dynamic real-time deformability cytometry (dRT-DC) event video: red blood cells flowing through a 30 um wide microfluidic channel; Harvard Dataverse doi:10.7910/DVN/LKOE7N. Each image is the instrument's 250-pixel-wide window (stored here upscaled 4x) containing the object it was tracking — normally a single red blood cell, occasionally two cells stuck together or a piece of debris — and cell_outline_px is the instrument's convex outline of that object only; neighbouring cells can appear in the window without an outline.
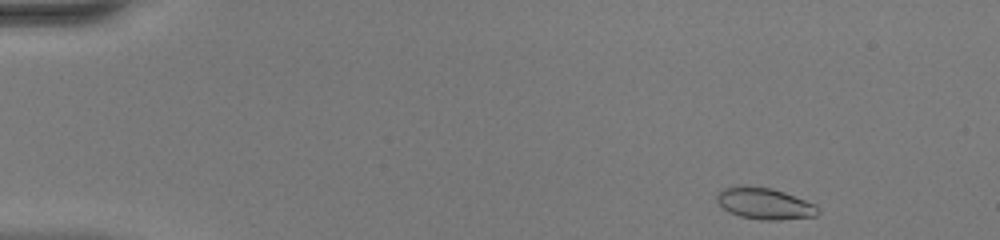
{"species": "common noctule bat (a hibernating species)", "species_latin": "Nyctalus noctula", "temperature_condition": "warm", "stored_images_in_passage": 46, "camera_frame_rate_fps": 3000, "um_per_image_px": 0.085, "animal": {"sex": "female", "body_mass_g": 20.0, "forearm_length_mm": 54.0}, "frame": {"image": 1, "passage_image": 1, "time_ms": 0.0, "image_size_px": [1000, 240], "cell_outline_px": [[820, 212], [816, 216], [780, 220], [760, 220], [740, 216], [728, 212], [716, 200], [716, 196], [724, 188], [740, 184], [748, 184], [772, 188], [784, 192], [816, 204], [820, 208]], "centroid_in_image_um": [65.0, 17.29], "position_along_channel_um": 20.0, "area_um2": 18.9}}
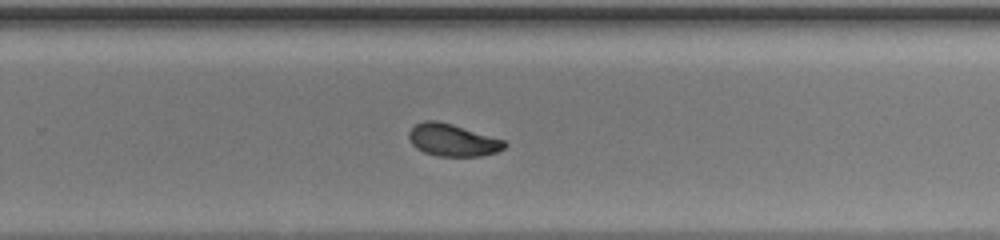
{"frame": {"image": 2, "passage_image": 29, "time_ms": 9.333, "image_size_px": [1000, 240], "cell_outline_px": [[508, 144], [504, 148], [496, 152], [480, 156], [436, 156], [424, 152], [416, 148], [412, 144], [408, 136], [408, 132], [416, 124], [424, 120], [436, 120], [452, 124], [504, 140]], "centroid_in_image_um": [38.45, 11.91], "position_along_channel_um": 291.3, "area_um2": 17.92}}
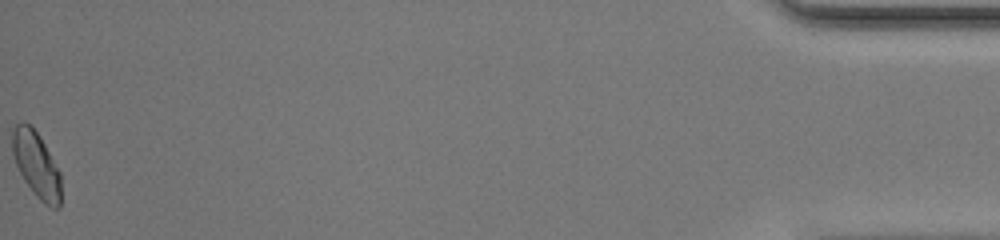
{"frame": {"image": 3, "passage_image": 46, "time_ms": 15.0, "image_size_px": [1000, 240], "cell_outline_px": [[60, 208], [52, 208], [44, 204], [36, 196], [24, 180], [16, 164], [12, 152], [12, 132], [16, 124], [24, 120], [32, 124], [40, 136], [60, 172]], "centroid_in_image_um": [3.08, 13.96], "position_along_channel_um": 432.1, "area_um2": 18.73}, "authors_computed_cell_mechanics": {"area_um2": 18.3804, "velocity_mm_per_s": 4.13, "shape_relaxation_time_tau1_ms": 3.6483, "shape_relaxation_time_tau2_ms": 3.7158, "deformation_change_tau1": 0.1216, "deformation_change_tau2": 0.0594}}